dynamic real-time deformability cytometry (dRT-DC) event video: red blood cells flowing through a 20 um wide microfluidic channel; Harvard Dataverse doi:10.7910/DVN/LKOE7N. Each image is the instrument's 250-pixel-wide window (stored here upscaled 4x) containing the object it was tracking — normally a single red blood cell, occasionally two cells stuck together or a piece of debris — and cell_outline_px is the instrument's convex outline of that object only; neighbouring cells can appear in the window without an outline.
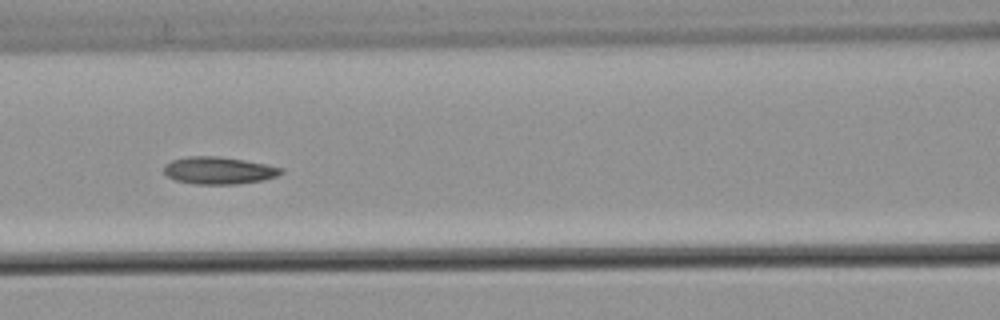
{"species": "common noctule bat (a hibernating species)", "species_latin": "Nyctalus noctula", "temperature_condition": "warm", "stored_images_in_passage": 54, "camera_frame_rate_fps": 3000, "um_per_image_px": 0.085, "animal": {"sex": "male", "body_mass_g": 21.5, "forearm_length_mm": 52.0}, "frame": {"image": 1, "passage_image": 24, "time_ms": 7.667, "image_size_px": [1000, 320], "cell_outline_px": [[284, 172], [276, 176], [264, 180], [236, 184], [196, 184], [176, 180], [168, 176], [164, 172], [164, 164], [172, 160], [188, 156], [216, 156], [244, 160], [284, 168]], "centroid_in_image_um": [18.6, 14.49], "position_along_channel_um": 148.0, "area_um2": 18.55}, "authors_computed_cell_mechanics": {"area_um2": 18.5538, "velocity_mm_per_s": 3.7603, "shape_relaxation_time_tau1_ms": null, "shape_relaxation_time_tau2_ms": 6.6863, "deformation_change_tau1": null, "deformation_change_tau2": 0.1212}}